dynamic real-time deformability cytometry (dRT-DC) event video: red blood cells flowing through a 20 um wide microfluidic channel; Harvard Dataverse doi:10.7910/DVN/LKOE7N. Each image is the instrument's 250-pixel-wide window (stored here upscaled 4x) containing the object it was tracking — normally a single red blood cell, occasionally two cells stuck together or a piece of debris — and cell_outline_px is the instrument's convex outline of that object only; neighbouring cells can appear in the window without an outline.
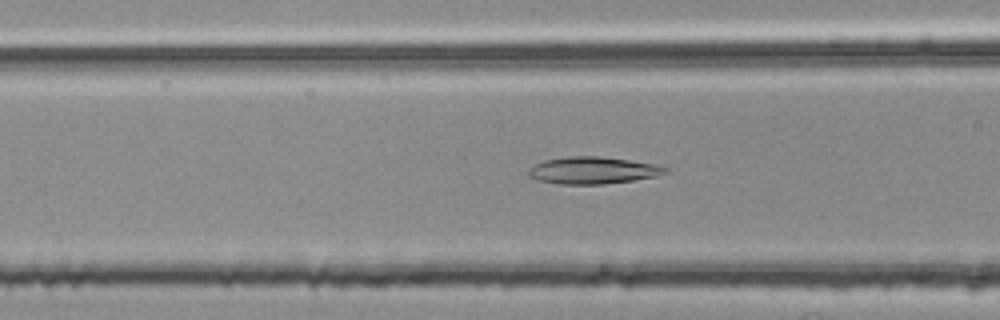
{"species": "common noctule bat (a hibernating species)", "species_latin": "Nyctalus noctula", "temperature_condition": "room temperature", "stored_images_in_passage": 48, "camera_frame_rate_fps": 3000, "um_per_image_px": 0.085, "animal": {"sex": "female", "body_mass_g": 25.1}, "frame": {"image": 1, "passage_image": 20, "time_ms": 6.333, "image_size_px": [1000, 320], "cell_outline_px": [[672, 168], [668, 172], [656, 176], [632, 180], [604, 184], [556, 184], [540, 180], [528, 176], [528, 168], [544, 160], [568, 156], [600, 156], [656, 164]], "centroid_in_image_um": [50.41, 14.48], "position_along_channel_um": 116.2, "area_um2": 21.62}}
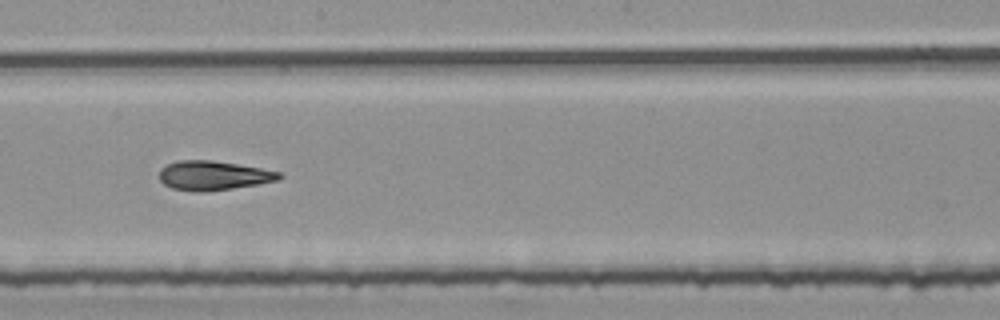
{"frame": {"image": 2, "passage_image": 29, "time_ms": 9.333, "image_size_px": [1000, 320], "cell_outline_px": [[284, 176], [280, 180], [260, 184], [204, 192], [192, 192], [172, 188], [164, 184], [160, 180], [160, 168], [176, 160], [212, 160], [260, 168], [280, 172]], "centroid_in_image_um": [18.14, 14.92], "position_along_channel_um": 230.1, "area_um2": 20.58}}
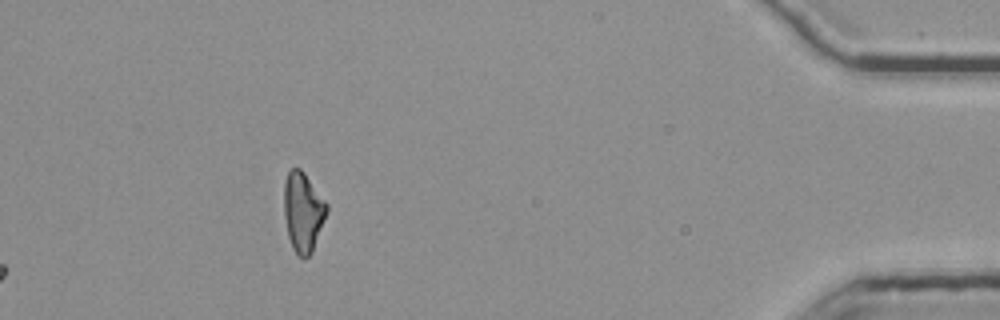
{"frame": {"image": 3, "passage_image": 48, "time_ms": 15.667, "image_size_px": [1000, 320], "cell_outline_px": [[328, 212], [312, 252], [308, 256], [300, 256], [292, 248], [288, 236], [284, 216], [284, 180], [288, 172], [292, 168], [300, 168], [304, 172], [328, 204]], "centroid_in_image_um": [25.76, 17.99], "position_along_channel_um": 409.4, "area_um2": 19.83}, "authors_computed_cell_mechanics": {"area_um2": 20.5479, "velocity_mm_per_s": 3.7942, "shape_relaxation_time_tau1_ms": 11.3239, "shape_relaxation_time_tau2_ms": 3.8492, "deformation_change_tau1": 0.2544, "deformation_change_tau2": 0.1245}}